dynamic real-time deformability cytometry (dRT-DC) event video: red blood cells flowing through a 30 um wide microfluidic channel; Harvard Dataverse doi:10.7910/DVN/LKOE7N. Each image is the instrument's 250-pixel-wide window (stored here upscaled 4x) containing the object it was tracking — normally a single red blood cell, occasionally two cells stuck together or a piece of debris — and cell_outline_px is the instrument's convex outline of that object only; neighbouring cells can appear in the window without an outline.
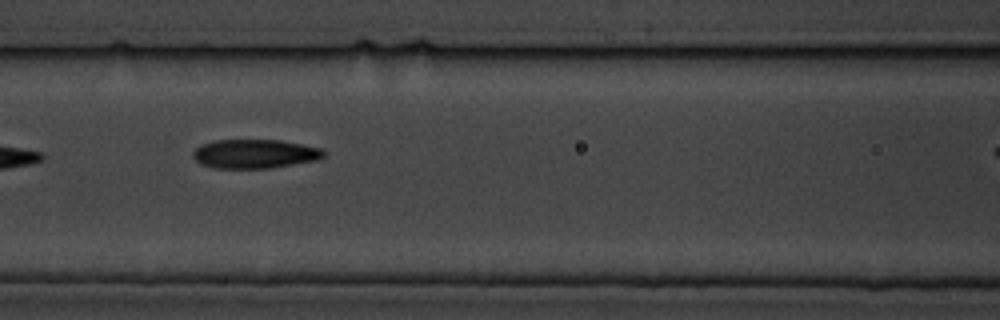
{"species": "common noctule bat (a hibernating species)", "species_latin": "Nyctalus noctula", "temperature_condition": "cold", "stored_images_in_passage": 12, "camera_frame_rate_fps": 3000, "um_per_image_px": 0.085, "animal": {"sex": "male", "body_mass_g": 19.5, "forearm_length_mm": 54.6}, "frame": {"image": 1, "passage_image": 7, "time_ms": 7.667, "image_size_px": [1000, 320], "cell_outline_px": [[324, 156], [316, 160], [272, 168], [212, 168], [200, 164], [192, 156], [192, 152], [200, 144], [212, 140], [280, 140], [324, 148]], "centroid_in_image_um": [21.63, 13.07], "position_along_channel_um": 145.0, "area_um2": 22.31}}
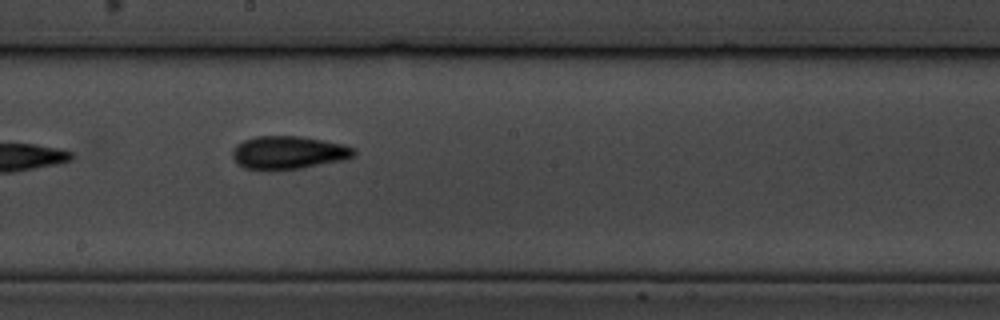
{"frame": {"image": 2, "passage_image": 9, "time_ms": 10.0, "image_size_px": [1000, 320], "cell_outline_px": [[356, 156], [344, 160], [300, 168], [244, 168], [236, 164], [232, 156], [232, 148], [236, 144], [244, 140], [256, 136], [300, 136], [324, 140], [344, 144], [356, 148]], "centroid_in_image_um": [24.55, 12.94], "position_along_channel_um": 223.7, "area_um2": 23.29}}
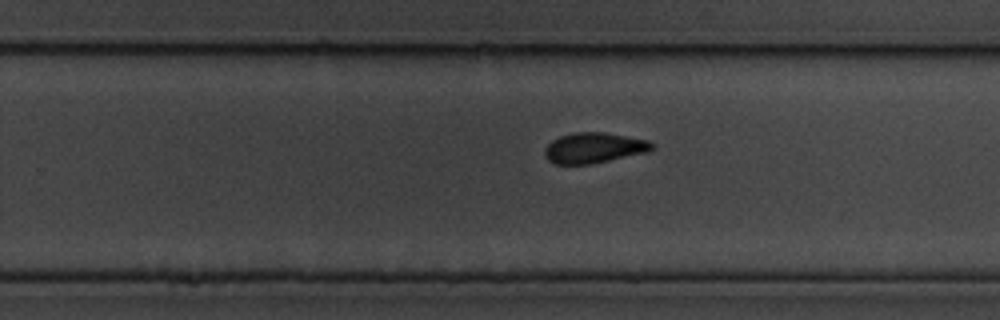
{"frame": {"image": 3, "passage_image": 12, "time_ms": 13.667, "image_size_px": [1000, 320], "cell_outline_px": [[656, 148], [648, 152], [592, 164], [552, 164], [544, 156], [544, 148], [552, 140], [560, 136], [572, 132], [604, 132], [648, 140], [656, 144]], "centroid_in_image_um": [50.49, 12.57], "position_along_channel_um": 279.3, "area_um2": 19.36}}